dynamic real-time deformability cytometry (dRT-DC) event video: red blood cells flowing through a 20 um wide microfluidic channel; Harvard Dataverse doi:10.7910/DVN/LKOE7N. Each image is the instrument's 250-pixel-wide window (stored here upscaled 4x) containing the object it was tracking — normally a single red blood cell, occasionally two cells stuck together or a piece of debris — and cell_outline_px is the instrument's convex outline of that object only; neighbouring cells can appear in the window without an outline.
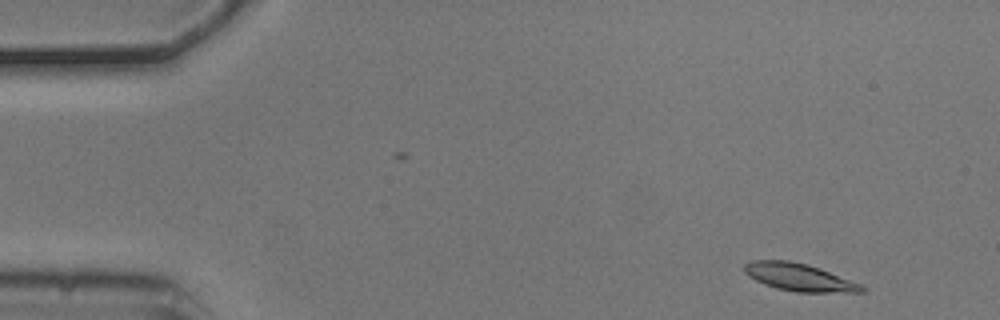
{"species": "common noctule bat (a hibernating species)", "species_latin": "Nyctalus noctula", "temperature_condition": "cold", "stored_images_in_passage": 11, "camera_frame_rate_fps": 3000, "um_per_image_px": 0.085, "animal": {"sex": "male", "body_mass_g": 20.5, "forearm_length_mm": 52.5}, "frame": {"image": 1, "passage_image": 2, "time_ms": 0.333, "image_size_px": [1000, 320], "cell_outline_px": [[868, 288], [864, 292], [796, 292], [776, 288], [764, 284], [748, 276], [744, 272], [744, 264], [752, 260], [788, 260], [808, 264], [820, 268], [860, 284]], "centroid_in_image_um": [67.91, 23.56], "position_along_channel_um": 17.1, "area_um2": 18.84}}